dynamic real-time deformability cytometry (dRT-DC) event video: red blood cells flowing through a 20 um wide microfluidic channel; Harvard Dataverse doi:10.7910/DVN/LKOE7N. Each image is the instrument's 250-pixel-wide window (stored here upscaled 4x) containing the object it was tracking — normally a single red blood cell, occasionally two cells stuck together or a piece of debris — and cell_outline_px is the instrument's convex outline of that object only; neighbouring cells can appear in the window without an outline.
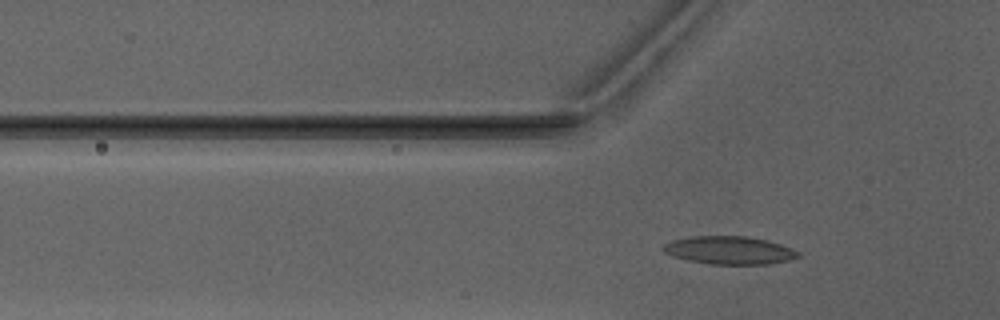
{"species": "Egyptian fruit bat (a non-hibernating species)", "species_latin": "Rousettus aegyptiacus", "temperature_condition": "warm", "stored_images_in_passage": 6, "camera_frame_rate_fps": 3000, "um_per_image_px": 0.085, "animal": {"sex": "male"}, "frame": {"image": 1, "passage_image": 6, "time_ms": 7.333, "image_size_px": [1000, 320], "cell_outline_px": [[800, 256], [788, 260], [768, 264], [708, 264], [688, 260], [672, 256], [664, 252], [660, 248], [664, 244], [672, 240], [692, 236], [748, 236], [768, 240], [792, 248], [800, 252]], "centroid_in_image_um": [61.98, 21.27], "position_along_channel_um": 63.8, "area_um2": 22.14}}